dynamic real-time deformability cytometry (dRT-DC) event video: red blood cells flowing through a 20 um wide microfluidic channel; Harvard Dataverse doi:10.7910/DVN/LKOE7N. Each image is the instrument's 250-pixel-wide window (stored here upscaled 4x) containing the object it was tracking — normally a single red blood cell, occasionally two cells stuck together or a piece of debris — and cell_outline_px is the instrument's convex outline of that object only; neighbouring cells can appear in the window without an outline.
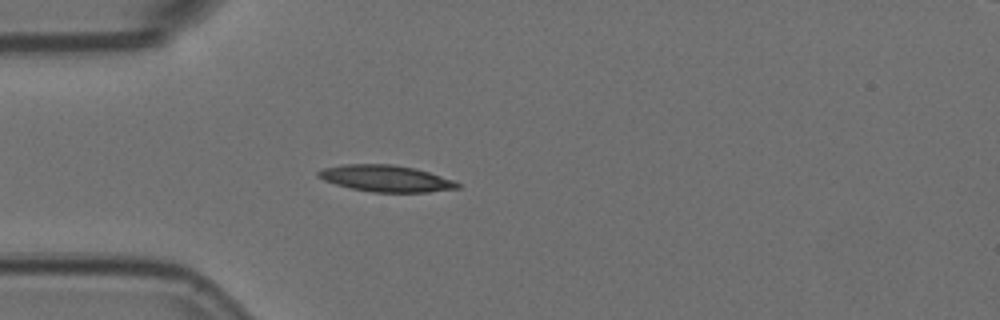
{"species": "Egyptian fruit bat (a non-hibernating species)", "species_latin": "Rousettus aegyptiacus", "temperature_condition": "room temperature", "stored_images_in_passage": 5, "camera_frame_rate_fps": 3000, "um_per_image_px": 0.085, "animal": {"sex": "female"}, "frame": {"image": 1, "passage_image": 5, "time_ms": 1.333, "image_size_px": [1000, 320], "cell_outline_px": [[460, 188], [428, 192], [372, 192], [352, 188], [336, 184], [324, 180], [316, 176], [316, 172], [324, 168], [340, 164], [392, 164], [416, 168], [452, 180], [460, 184]], "centroid_in_image_um": [32.77, 15.16], "position_along_channel_um": 52.2, "area_um2": 21.44}}